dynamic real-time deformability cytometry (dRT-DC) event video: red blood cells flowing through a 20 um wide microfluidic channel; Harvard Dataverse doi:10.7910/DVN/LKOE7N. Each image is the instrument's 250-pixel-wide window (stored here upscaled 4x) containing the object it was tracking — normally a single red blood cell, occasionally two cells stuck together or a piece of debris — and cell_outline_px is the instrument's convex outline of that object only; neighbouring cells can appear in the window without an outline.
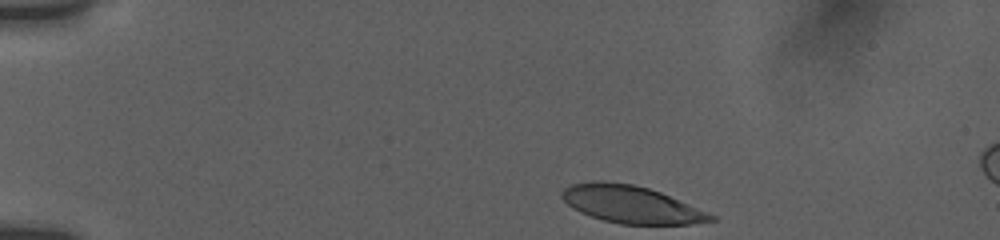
{"species": "human", "species_latin": "Homo sapiens", "temperature_condition": "room temperature", "stored_images_in_passage": 27, "camera_frame_rate_fps": 3000, "um_per_image_px": 0.085, "donor": {"sex": "female"}, "frame": {"image": 1, "passage_image": 1, "time_ms": 0.0, "image_size_px": [1000, 240], "cell_outline_px": [[716, 220], [688, 224], [620, 224], [604, 220], [580, 212], [572, 208], [560, 196], [564, 188], [572, 184], [596, 180], [604, 180], [632, 184], [648, 188], [660, 192], [716, 216]], "centroid_in_image_um": [53.61, 17.36], "position_along_channel_um": 31.4, "area_um2": 32.14}}
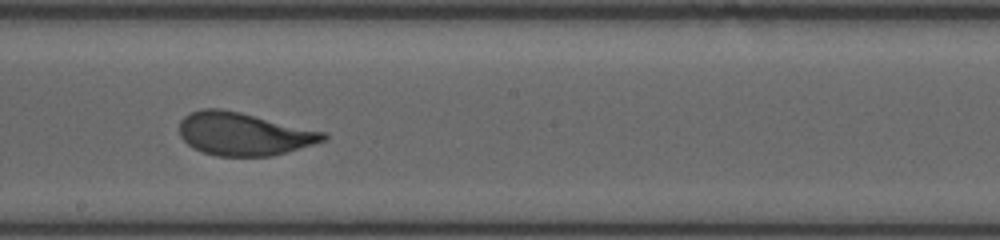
{"frame": {"image": 2, "passage_image": 13, "time_ms": 7.333, "image_size_px": [1000, 240], "cell_outline_px": [[328, 136], [324, 140], [312, 144], [272, 156], [216, 156], [200, 152], [188, 144], [180, 136], [180, 120], [184, 116], [200, 108], [220, 108], [240, 112], [328, 132]], "centroid_in_image_um": [20.7, 11.38], "position_along_channel_um": 227.5, "area_um2": 36.07}}
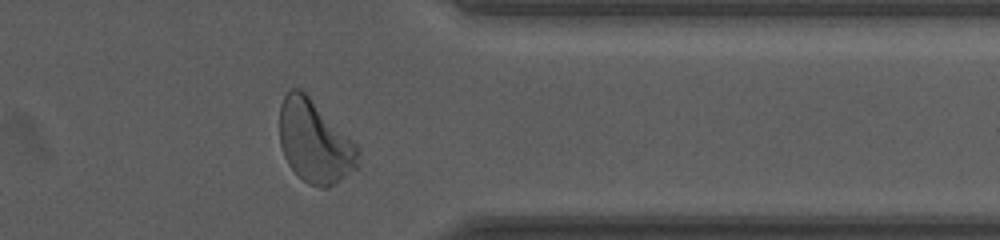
{"frame": {"image": 3, "passage_image": 24, "time_ms": 11.667, "image_size_px": [1000, 240], "cell_outline_px": [[360, 168], [328, 188], [320, 188], [308, 184], [288, 164], [284, 156], [280, 144], [280, 104], [284, 96], [292, 88], [300, 88], [360, 148]], "centroid_in_image_um": [26.78, 12.09], "position_along_channel_um": 384.6, "area_um2": 37.8}, "authors_computed_cell_mechanics": {"area_um2": 35.836, "velocity_mm_per_s": 3.7587, "shape_relaxation_time_tau1_ms": 2.6337, "shape_relaxation_time_tau2_ms": null, "deformation_change_tau1": 0.1366, "deformation_change_tau2": null}}